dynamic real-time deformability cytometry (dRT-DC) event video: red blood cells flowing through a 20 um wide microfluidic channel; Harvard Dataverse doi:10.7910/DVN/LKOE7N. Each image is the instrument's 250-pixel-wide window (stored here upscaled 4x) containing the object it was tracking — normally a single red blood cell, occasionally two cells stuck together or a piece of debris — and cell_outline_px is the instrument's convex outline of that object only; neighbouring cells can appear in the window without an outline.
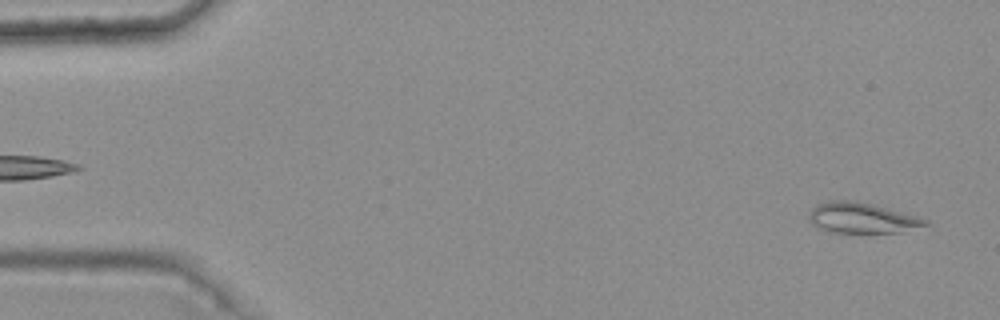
{"species": "common noctule bat (a hibernating species)", "species_latin": "Nyctalus noctula", "temperature_condition": "warm", "stored_images_in_passage": 5, "camera_frame_rate_fps": 3000, "um_per_image_px": 0.085, "animal": {"sex": "female", "body_mass_g": 25.1}, "frame": {"image": 1, "passage_image": 5, "time_ms": 1.333, "image_size_px": [1000, 320], "cell_outline_px": [[932, 224], [900, 232], [832, 232], [820, 228], [812, 224], [808, 220], [808, 212], [816, 204], [828, 200], [856, 200], [872, 204], [916, 216], [928, 220]], "centroid_in_image_um": [73.22, 18.51], "position_along_channel_um": 11.8, "area_um2": 20.69}}